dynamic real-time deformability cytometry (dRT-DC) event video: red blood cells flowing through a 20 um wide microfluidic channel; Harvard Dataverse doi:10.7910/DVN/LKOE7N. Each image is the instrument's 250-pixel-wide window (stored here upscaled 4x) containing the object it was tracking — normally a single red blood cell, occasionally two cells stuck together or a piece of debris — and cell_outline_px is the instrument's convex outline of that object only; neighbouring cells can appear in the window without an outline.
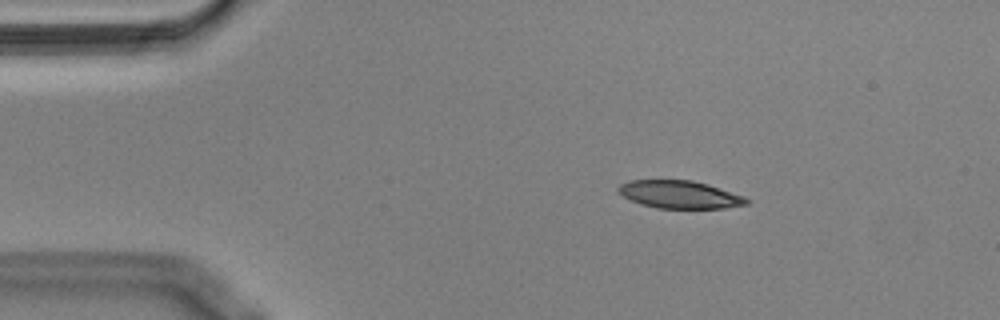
{"species": "Egyptian fruit bat (a non-hibernating species)", "species_latin": "Rousettus aegyptiacus", "temperature_condition": "cold", "stored_images_in_passage": 47, "camera_frame_rate_fps": 3000, "um_per_image_px": 0.085, "animal": {"sex": "male"}, "frame": {"image": 1, "passage_image": 1, "time_ms": 0.0, "image_size_px": [1000, 320], "cell_outline_px": [[752, 200], [748, 204], [724, 208], [656, 208], [640, 204], [616, 192], [616, 188], [620, 184], [628, 180], [692, 180], [708, 184], [744, 196]], "centroid_in_image_um": [57.77, 16.53], "position_along_channel_um": 27.2, "area_um2": 20.87}}
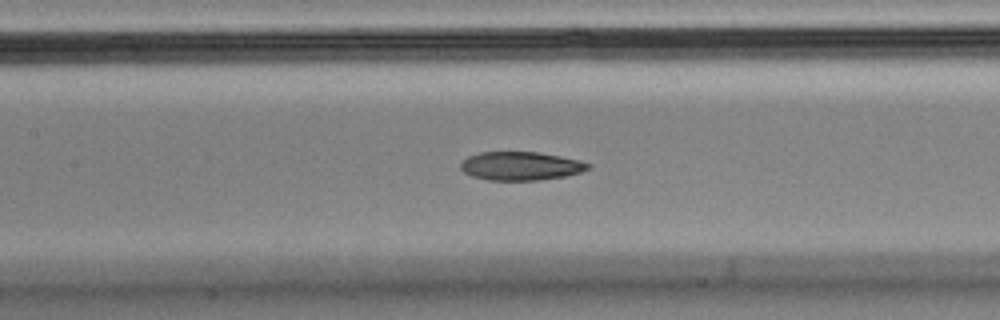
{"frame": {"image": 2, "passage_image": 17, "time_ms": 5.333, "image_size_px": [1000, 320], "cell_outline_px": [[592, 168], [580, 172], [564, 176], [540, 180], [488, 180], [472, 176], [464, 172], [460, 168], [460, 164], [468, 156], [480, 152], [536, 152], [560, 156], [580, 160], [592, 164]], "centroid_in_image_um": [44.28, 14.11], "position_along_channel_um": 163.1, "area_um2": 21.21}}
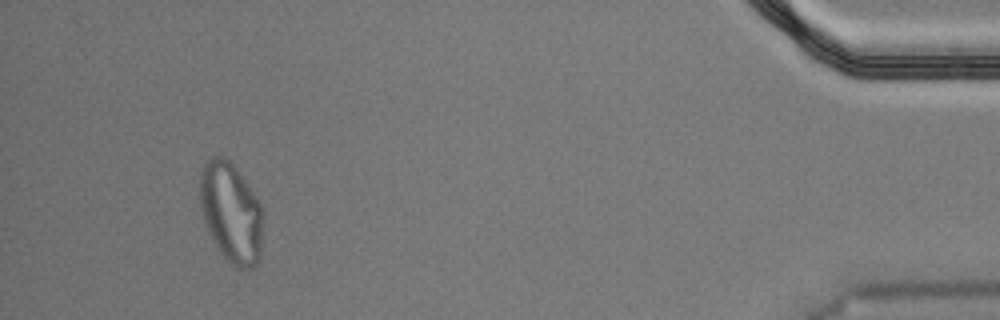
{"frame": {"image": 3, "passage_image": 44, "time_ms": 14.333, "image_size_px": [1000, 320], "cell_outline_px": [[264, 220], [260, 260], [252, 268], [236, 268], [216, 248], [208, 232], [200, 208], [200, 172], [204, 164], [212, 156], [224, 156], [232, 164], [256, 196], [260, 204]], "centroid_in_image_um": [19.65, 18.1], "position_along_channel_um": 415.6, "area_um2": 37.05}, "authors_computed_cell_mechanics": {"area_um2": 22.7154, "velocity_mm_per_s": 3.57, "shape_relaxation_time_tau1_ms": null, "shape_relaxation_time_tau2_ms": 4.9185, "deformation_change_tau1": null, "deformation_change_tau2": 0.1135}}